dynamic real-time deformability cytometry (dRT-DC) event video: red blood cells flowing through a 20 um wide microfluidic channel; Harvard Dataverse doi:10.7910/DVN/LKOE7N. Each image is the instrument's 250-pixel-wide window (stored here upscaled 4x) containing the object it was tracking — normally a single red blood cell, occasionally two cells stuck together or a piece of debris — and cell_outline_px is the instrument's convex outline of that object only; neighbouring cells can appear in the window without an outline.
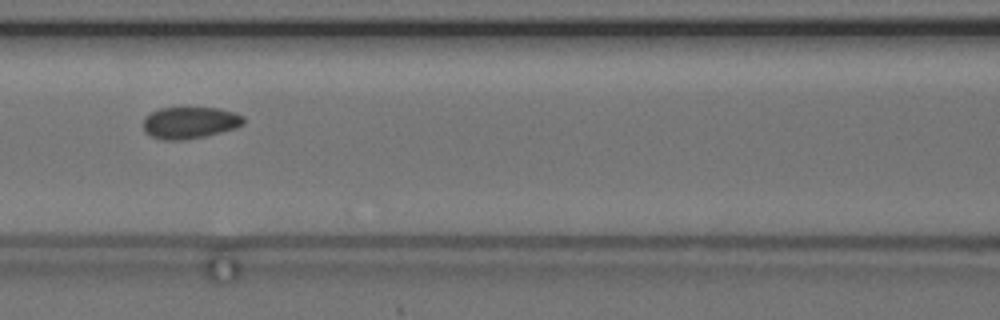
{"species": "common noctule bat (a hibernating species)", "species_latin": "Nyctalus noctula", "temperature_condition": "cold", "stored_images_in_passage": 8, "camera_frame_rate_fps": 3000, "um_per_image_px": 0.085, "animal": {"sex": "female", "body_mass_g": 24.6, "forearm_length_mm": 56.2}, "frame": {"image": 1, "passage_image": 4, "time_ms": 3.333, "image_size_px": [1000, 320], "cell_outline_px": [[244, 124], [236, 128], [204, 136], [184, 140], [164, 140], [152, 136], [144, 132], [144, 116], [160, 108], [220, 108], [236, 112], [244, 116]], "centroid_in_image_um": [16.16, 10.42], "position_along_channel_um": 150.4, "area_um2": 18.61}}